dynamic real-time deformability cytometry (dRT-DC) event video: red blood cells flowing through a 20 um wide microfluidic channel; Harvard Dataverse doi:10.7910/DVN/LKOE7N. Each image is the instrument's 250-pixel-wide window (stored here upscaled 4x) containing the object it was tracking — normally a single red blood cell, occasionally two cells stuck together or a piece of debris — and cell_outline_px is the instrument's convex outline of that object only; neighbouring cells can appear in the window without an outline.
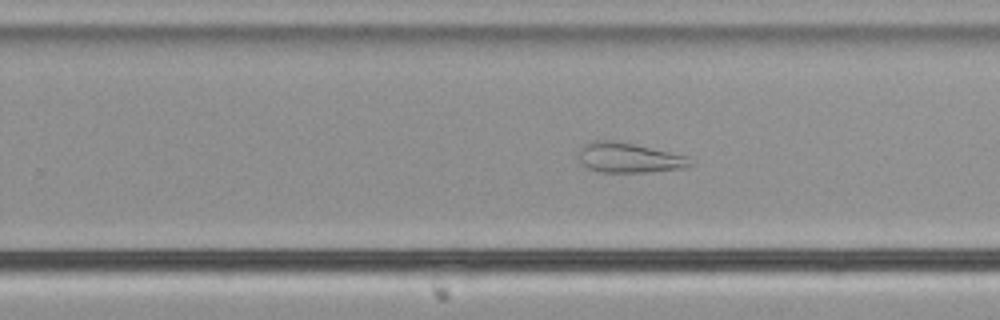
{"species": "common noctule bat (a hibernating species)", "species_latin": "Nyctalus noctula", "temperature_condition": "cold", "stored_images_in_passage": 55, "camera_frame_rate_fps": 3000, "um_per_image_px": 0.085, "animal": {"sex": "male", "body_mass_g": 21.5, "forearm_length_mm": 52.0}, "frame": {"image": 1, "passage_image": 35, "time_ms": 11.333, "image_size_px": [1000, 320], "cell_outline_px": [[692, 164], [684, 168], [652, 172], [600, 172], [588, 168], [580, 164], [580, 148], [584, 144], [592, 140], [612, 140], [632, 144], [688, 156]], "centroid_in_image_um": [53.43, 13.42], "position_along_channel_um": 276.4, "area_um2": 19.36}}
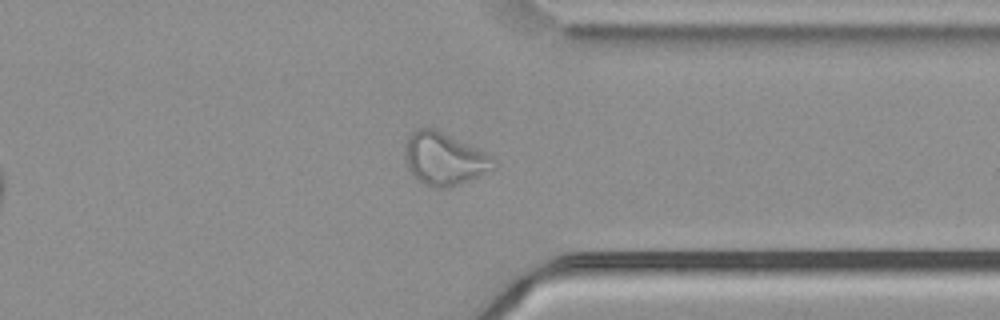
{"frame": {"image": 2, "passage_image": 43, "time_ms": 14.0, "image_size_px": [1000, 320], "cell_outline_px": [[496, 168], [480, 176], [448, 188], [436, 188], [424, 184], [416, 180], [408, 168], [404, 152], [404, 144], [408, 136], [412, 132], [420, 128], [436, 128], [484, 152], [496, 164]], "centroid_in_image_um": [37.72, 13.51], "position_along_channel_um": 373.7, "area_um2": 27.11}}
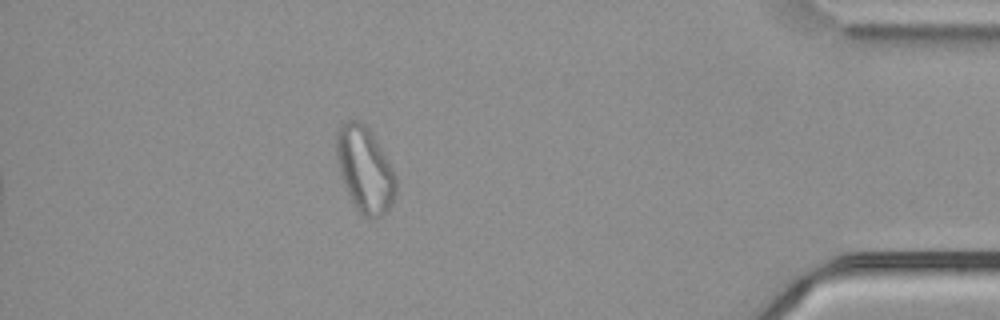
{"frame": {"image": 3, "passage_image": 49, "time_ms": 16.0, "image_size_px": [1000, 320], "cell_outline_px": [[396, 192], [392, 204], [388, 212], [372, 220], [368, 220], [356, 208], [344, 184], [336, 160], [336, 132], [340, 124], [344, 120], [360, 120], [368, 128], [388, 160], [396, 176]], "centroid_in_image_um": [31.01, 14.42], "position_along_channel_um": 404.2, "area_um2": 29.77}, "authors_computed_cell_mechanics": {"area_um2": 29.5936, "velocity_mm_per_s": 3.7439, "shape_relaxation_time_tau1_ms": null, "shape_relaxation_time_tau2_ms": 1.7387, "deformation_change_tau1": null, "deformation_change_tau2": 0.0966}}